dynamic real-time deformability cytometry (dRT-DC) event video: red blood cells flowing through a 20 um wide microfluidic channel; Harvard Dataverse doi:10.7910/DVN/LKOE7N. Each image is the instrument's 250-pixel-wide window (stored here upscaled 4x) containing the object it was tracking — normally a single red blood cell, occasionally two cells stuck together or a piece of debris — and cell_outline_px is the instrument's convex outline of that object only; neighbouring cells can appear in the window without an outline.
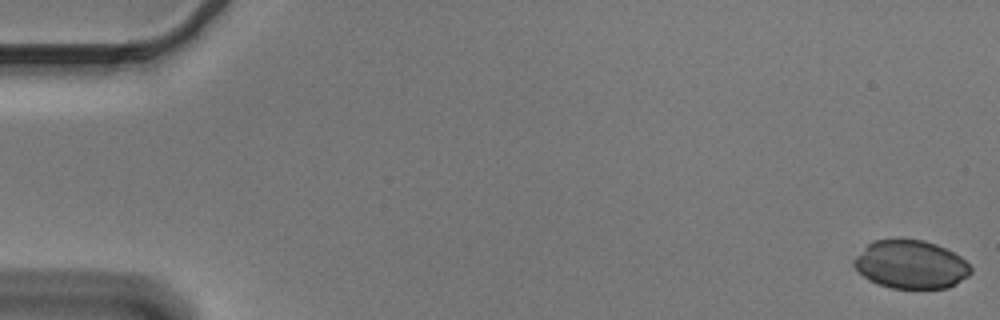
{"species": "Egyptian fruit bat (a non-hibernating species)", "species_latin": "Rousettus aegyptiacus", "temperature_condition": "cold", "stored_images_in_passage": 55, "camera_frame_rate_fps": 3000, "um_per_image_px": 0.085, "animal": {"sex": "male"}, "frame": {"image": 1, "passage_image": 1, "time_ms": 0.0, "image_size_px": [1000, 320], "cell_outline_px": [[972, 272], [968, 276], [956, 284], [948, 288], [892, 288], [876, 284], [868, 280], [852, 264], [852, 260], [872, 240], [896, 236], [900, 236], [924, 240], [936, 244], [960, 256], [972, 268]], "centroid_in_image_um": [77.39, 22.44], "position_along_channel_um": 7.6, "area_um2": 33.52}}
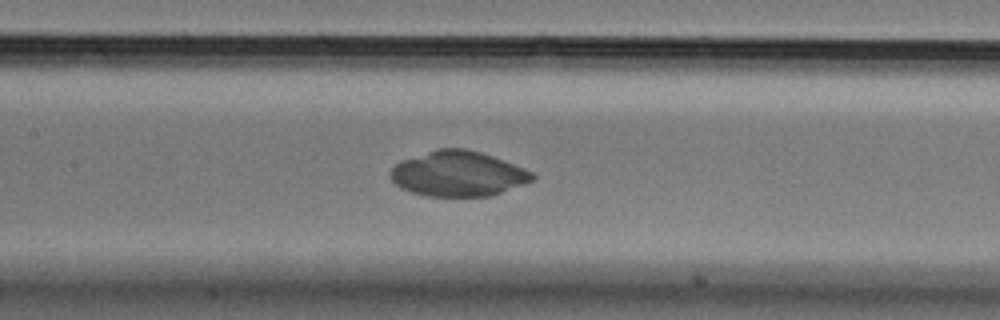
{"frame": {"image": 2, "passage_image": 26, "time_ms": 8.333, "image_size_px": [1000, 320], "cell_outline_px": [[536, 180], [492, 196], [428, 196], [412, 192], [400, 188], [392, 180], [392, 168], [400, 160], [436, 148], [468, 148], [492, 156], [524, 168], [532, 172], [536, 176]], "centroid_in_image_um": [38.96, 14.76], "position_along_channel_um": 168.4, "area_um2": 37.51}}
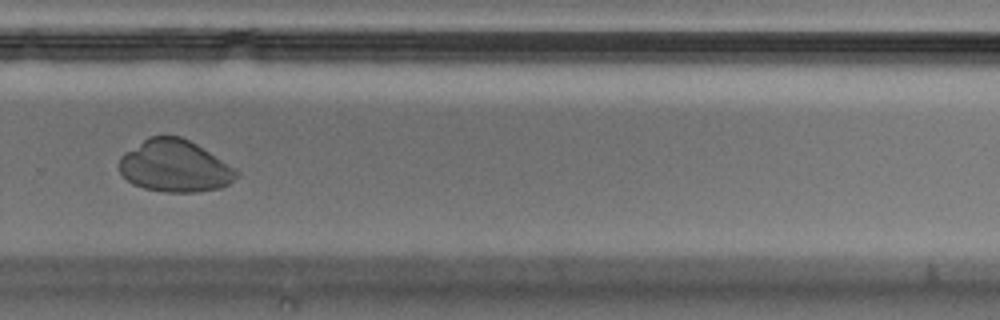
{"frame": {"image": 3, "passage_image": 38, "time_ms": 12.333, "image_size_px": [1000, 320], "cell_outline_px": [[240, 176], [228, 184], [220, 188], [196, 192], [164, 192], [144, 188], [132, 184], [120, 172], [120, 156], [124, 152], [148, 136], [180, 136], [196, 144], [236, 168], [240, 172]], "centroid_in_image_um": [14.87, 14.12], "position_along_channel_um": 314.9, "area_um2": 35.66}}